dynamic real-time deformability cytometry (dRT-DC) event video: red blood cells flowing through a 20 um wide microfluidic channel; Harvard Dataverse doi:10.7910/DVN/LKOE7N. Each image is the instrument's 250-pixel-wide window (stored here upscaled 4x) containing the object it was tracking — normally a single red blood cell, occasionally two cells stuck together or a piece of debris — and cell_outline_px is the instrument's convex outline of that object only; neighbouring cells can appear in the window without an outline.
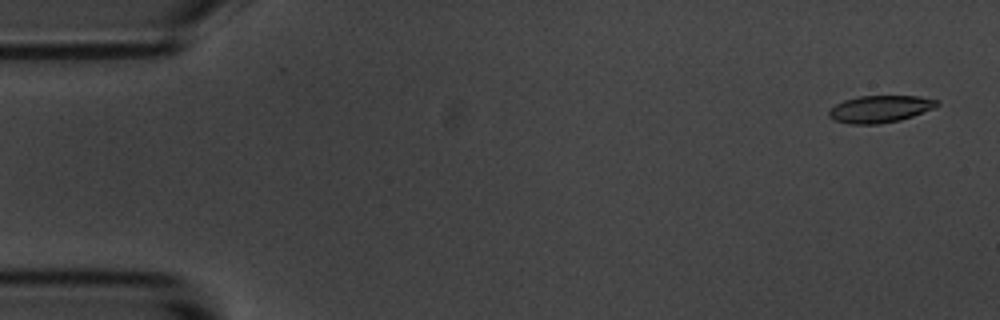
{"species": "common noctule bat (a hibernating species)", "species_latin": "Nyctalus noctula", "temperature_condition": "room temperature", "stored_images_in_passage": 5, "camera_frame_rate_fps": 3000, "um_per_image_px": 0.085, "animal": {"sex": "male", "body_mass_g": 20.1, "forearm_length_mm": 53.5}, "frame": {"image": 1, "passage_image": 1, "time_ms": 0.0, "image_size_px": [1000, 320], "cell_outline_px": [[940, 104], [936, 108], [900, 120], [880, 124], [848, 124], [836, 120], [828, 116], [828, 108], [844, 100], [860, 96], [916, 96], [940, 100]], "centroid_in_image_um": [74.82, 9.26], "position_along_channel_um": 10.2, "area_um2": 17.22}}
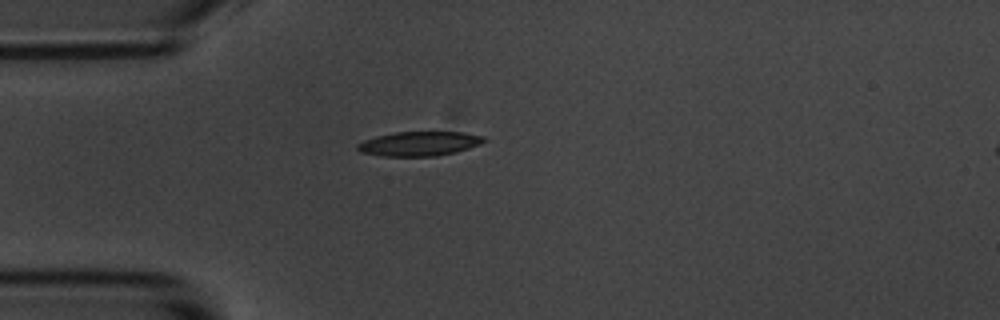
{"frame": {"image": 2, "passage_image": 5, "time_ms": 4.333, "image_size_px": [1000, 320], "cell_outline_px": [[488, 140], [480, 144], [456, 152], [436, 156], [384, 156], [360, 152], [356, 148], [356, 144], [364, 140], [376, 136], [396, 132], [464, 132], [484, 136]], "centroid_in_image_um": [35.65, 12.21], "position_along_channel_um": 49.4, "area_um2": 18.03}}